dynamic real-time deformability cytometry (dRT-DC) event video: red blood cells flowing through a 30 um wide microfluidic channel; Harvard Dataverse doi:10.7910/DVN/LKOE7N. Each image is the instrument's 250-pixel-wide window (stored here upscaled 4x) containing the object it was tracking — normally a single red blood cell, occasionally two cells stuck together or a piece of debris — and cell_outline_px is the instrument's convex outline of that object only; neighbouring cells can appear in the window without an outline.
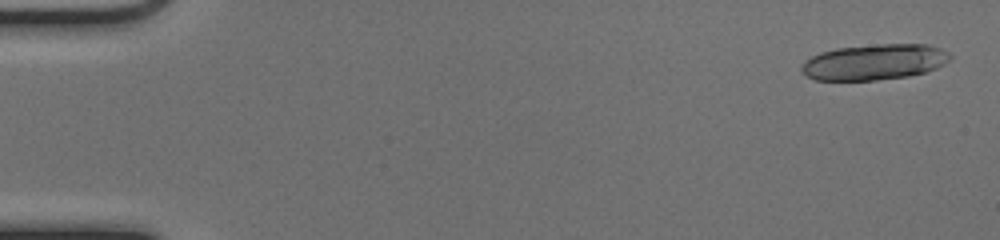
{"species": "common noctule bat (a hibernating species)", "species_latin": "Nyctalus noctula", "temperature_condition": "cold", "stored_images_in_passage": 19, "camera_frame_rate_fps": 3000, "um_per_image_px": 0.085, "animal": {"sex": "female", "body_mass_g": 17.0, "forearm_length_mm": 48.0}, "frame": {"image": 1, "passage_image": 2, "time_ms": 0.333, "image_size_px": [1000, 240], "cell_outline_px": [[952, 56], [944, 64], [936, 68], [924, 72], [908, 76], [876, 80], [816, 80], [808, 76], [800, 68], [804, 60], [820, 52], [836, 48], [880, 44], [928, 44], [940, 48], [948, 52]], "centroid_in_image_um": [74.32, 5.26], "position_along_channel_um": 10.7, "area_um2": 30.87}}